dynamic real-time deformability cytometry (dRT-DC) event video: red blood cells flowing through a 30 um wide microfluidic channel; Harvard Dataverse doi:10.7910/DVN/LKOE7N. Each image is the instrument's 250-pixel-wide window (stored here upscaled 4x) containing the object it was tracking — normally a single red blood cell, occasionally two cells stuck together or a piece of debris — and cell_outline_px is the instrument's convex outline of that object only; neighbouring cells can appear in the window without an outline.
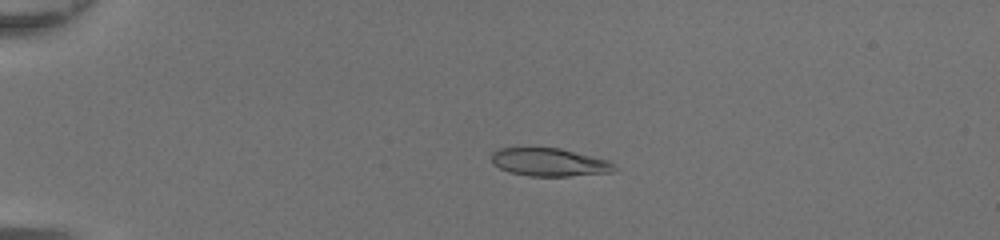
{"species": "common noctule bat (a hibernating species)", "species_latin": "Nyctalus noctula", "temperature_condition": "room temperature", "stored_images_in_passage": 48, "camera_frame_rate_fps": 3000, "um_per_image_px": 0.085, "animal": {"sex": "female", "body_mass_g": 20.0, "forearm_length_mm": 54.0}, "frame": {"image": 1, "passage_image": 12, "time_ms": 3.667, "image_size_px": [1000, 240], "cell_outline_px": [[616, 168], [612, 172], [568, 176], [528, 176], [508, 172], [492, 164], [492, 152], [500, 148], [560, 148], [608, 160]], "centroid_in_image_um": [46.66, 13.79], "position_along_channel_um": 38.3, "area_um2": 19.94}}
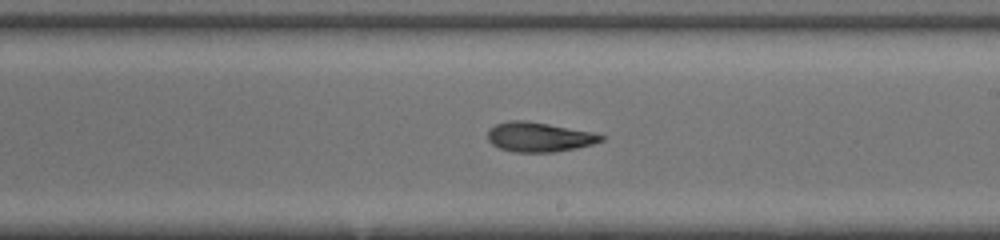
{"frame": {"image": 2, "passage_image": 30, "time_ms": 9.667, "image_size_px": [1000, 240], "cell_outline_px": [[608, 136], [604, 140], [592, 144], [576, 148], [552, 152], [512, 152], [500, 148], [492, 144], [488, 140], [488, 128], [496, 124], [508, 120], [524, 120], [548, 124], [592, 132]], "centroid_in_image_um": [45.81, 11.64], "position_along_channel_um": 243.2, "area_um2": 19.59}}
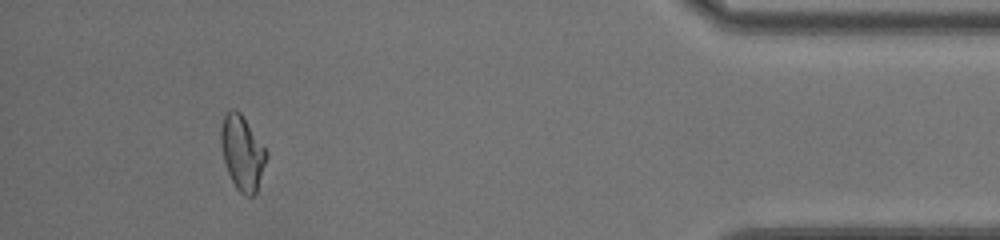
{"frame": {"image": 3, "passage_image": 45, "time_ms": 14.667, "image_size_px": [1000, 240], "cell_outline_px": [[268, 156], [256, 192], [252, 196], [244, 196], [236, 188], [228, 172], [224, 160], [220, 144], [220, 128], [224, 112], [232, 108], [236, 108], [240, 112], [268, 152]], "centroid_in_image_um": [20.57, 12.95], "position_along_channel_um": 414.6, "area_um2": 19.88}, "authors_computed_cell_mechanics": {"area_um2": 20.0566, "velocity_mm_per_s": 4.4051, "shape_relaxation_time_tau1_ms": 7.6707, "shape_relaxation_time_tau2_ms": 3.0917, "deformation_change_tau1": 0.2251, "deformation_change_tau2": 0.112}}